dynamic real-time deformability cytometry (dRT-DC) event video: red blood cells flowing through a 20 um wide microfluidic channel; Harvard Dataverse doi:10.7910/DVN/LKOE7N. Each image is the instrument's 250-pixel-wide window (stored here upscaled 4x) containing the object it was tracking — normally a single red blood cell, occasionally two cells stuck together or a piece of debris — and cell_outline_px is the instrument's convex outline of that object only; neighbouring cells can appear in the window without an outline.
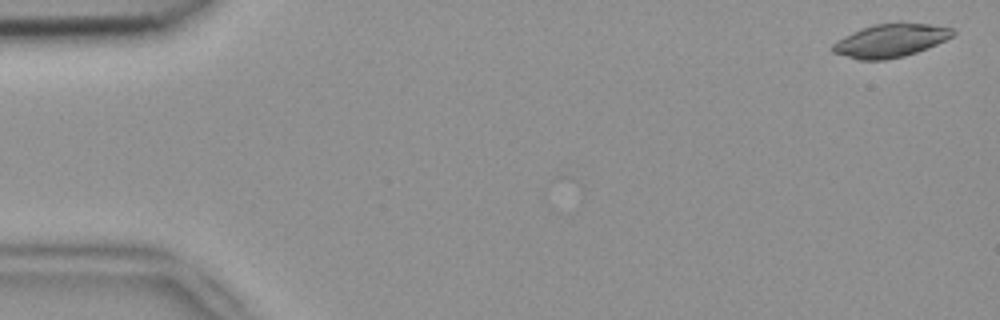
{"species": "common noctule bat (a hibernating species)", "species_latin": "Nyctalus noctula", "temperature_condition": "room temperature", "stored_images_in_passage": 5, "camera_frame_rate_fps": 3000, "um_per_image_px": 0.085, "animal": {"sex": "female", "body_mass_g": 18.4}, "frame": {"image": 1, "passage_image": 1, "time_ms": 0.0, "image_size_px": [1000, 320], "cell_outline_px": [[956, 32], [952, 36], [928, 48], [904, 56], [884, 60], [856, 60], [832, 52], [828, 48], [836, 40], [864, 28], [876, 24], [900, 20], [928, 24], [952, 28]], "centroid_in_image_um": [75.67, 3.43], "position_along_channel_um": 9.3, "area_um2": 23.64}}
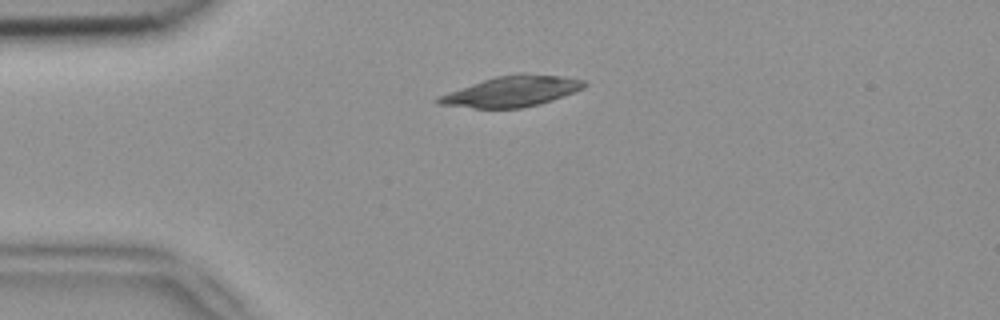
{"frame": {"image": 2, "passage_image": 4, "time_ms": 1.0, "image_size_px": [1000, 320], "cell_outline_px": [[588, 84], [584, 88], [552, 100], [540, 104], [520, 108], [472, 108], [440, 104], [436, 100], [436, 96], [496, 76], [520, 72], [524, 72], [560, 76], [588, 80]], "centroid_in_image_um": [43.55, 7.75], "position_along_channel_um": 41.4, "area_um2": 26.07}}